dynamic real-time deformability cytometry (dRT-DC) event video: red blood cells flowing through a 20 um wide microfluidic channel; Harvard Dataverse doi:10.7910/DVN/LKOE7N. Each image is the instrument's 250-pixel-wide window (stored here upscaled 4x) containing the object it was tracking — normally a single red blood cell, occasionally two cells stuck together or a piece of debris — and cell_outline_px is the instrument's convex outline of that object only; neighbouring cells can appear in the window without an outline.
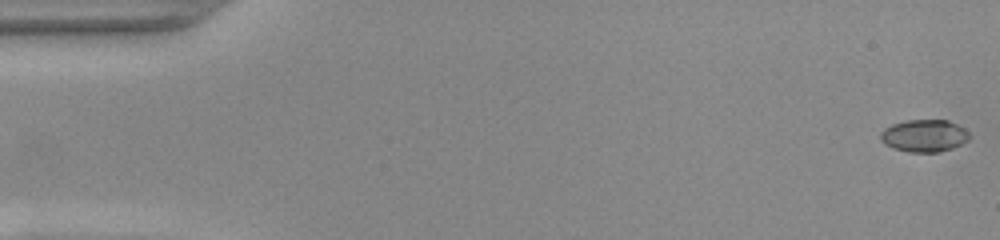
{"species": "common noctule bat (a hibernating species)", "species_latin": "Nyctalus noctula", "temperature_condition": "warm", "stored_images_in_passage": 52, "camera_frame_rate_fps": 3000, "um_per_image_px": 0.085, "animal": {"sex": "female", "body_mass_g": 22.0, "forearm_length_mm": 56.7}, "frame": {"image": 1, "passage_image": 1, "time_ms": 0.0, "image_size_px": [1000, 240], "cell_outline_px": [[972, 136], [968, 140], [952, 148], [936, 152], [908, 152], [892, 148], [884, 144], [880, 140], [880, 132], [884, 128], [892, 124], [908, 120], [948, 120], [964, 128]], "centroid_in_image_um": [78.54, 11.54], "position_along_channel_um": 6.5, "area_um2": 16.82}}
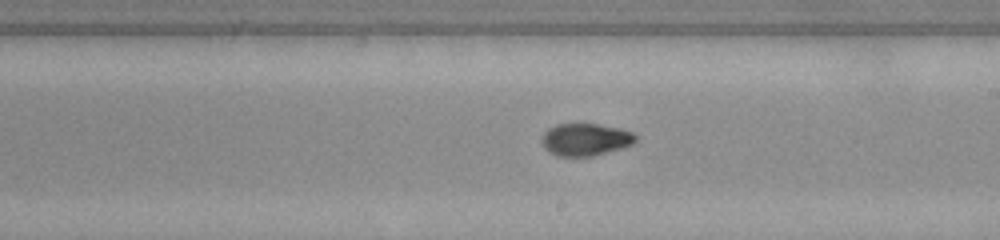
{"frame": {"image": 2, "passage_image": 30, "time_ms": 9.667, "image_size_px": [1000, 240], "cell_outline_px": [[636, 140], [632, 144], [620, 148], [592, 156], [556, 156], [548, 152], [544, 148], [540, 140], [544, 132], [548, 128], [556, 124], [600, 124], [620, 128], [632, 132], [636, 136]], "centroid_in_image_um": [49.71, 11.85], "position_along_channel_um": 239.3, "area_um2": 17.74}}
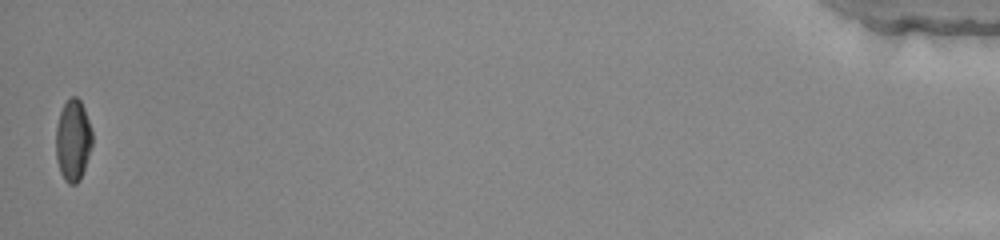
{"frame": {"image": 3, "passage_image": 52, "time_ms": 17.0, "image_size_px": [1000, 240], "cell_outline_px": [[92, 144], [80, 180], [76, 184], [68, 184], [64, 180], [60, 172], [56, 160], [56, 128], [60, 112], [64, 104], [72, 96], [76, 96], [80, 100], [84, 108], [92, 132]], "centroid_in_image_um": [6.19, 11.94], "position_along_channel_um": 429.0, "area_um2": 17.17}, "authors_computed_cell_mechanics": {"area_um2": 17.4267, "velocity_mm_per_s": 3.9278, "shape_relaxation_time_tau1_ms": null, "shape_relaxation_time_tau2_ms": 1.7677, "deformation_change_tau1": null, "deformation_change_tau2": 0.0548}}